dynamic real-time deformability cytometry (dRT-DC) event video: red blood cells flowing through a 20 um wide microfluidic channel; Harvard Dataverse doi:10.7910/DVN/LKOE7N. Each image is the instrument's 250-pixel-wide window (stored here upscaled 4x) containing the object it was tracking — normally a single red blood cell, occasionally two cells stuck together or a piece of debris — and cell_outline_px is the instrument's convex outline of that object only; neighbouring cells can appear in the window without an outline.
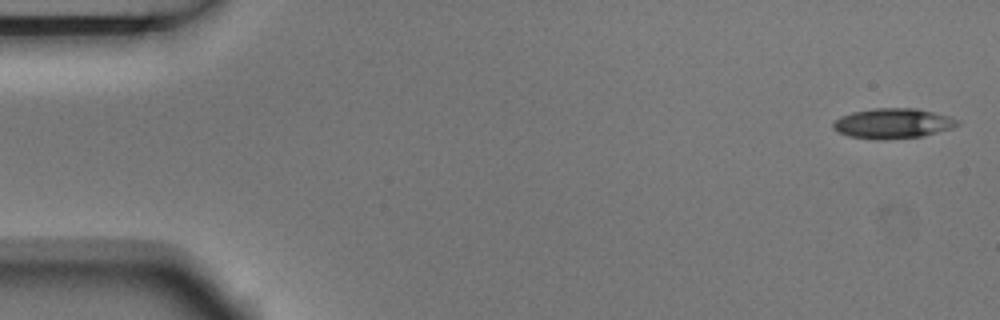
{"species": "Egyptian fruit bat (a non-hibernating species)", "species_latin": "Rousettus aegyptiacus", "temperature_condition": "room temperature", "stored_images_in_passage": 6, "segment_of_instrument_passage": [1, 2], "camera_frame_rate_fps": 3000, "um_per_image_px": 0.085, "animal": {"sex": "male"}, "frame": {"image": 1, "passage_image": 1, "time_ms": 0.0, "image_size_px": [1000, 320], "cell_outline_px": [[960, 124], [952, 128], [924, 136], [884, 140], [876, 140], [848, 136], [836, 132], [832, 128], [832, 124], [840, 116], [852, 112], [872, 108], [916, 108], [952, 116], [960, 120]], "centroid_in_image_um": [75.9, 10.49], "position_along_channel_um": 9.1, "area_um2": 22.25}}